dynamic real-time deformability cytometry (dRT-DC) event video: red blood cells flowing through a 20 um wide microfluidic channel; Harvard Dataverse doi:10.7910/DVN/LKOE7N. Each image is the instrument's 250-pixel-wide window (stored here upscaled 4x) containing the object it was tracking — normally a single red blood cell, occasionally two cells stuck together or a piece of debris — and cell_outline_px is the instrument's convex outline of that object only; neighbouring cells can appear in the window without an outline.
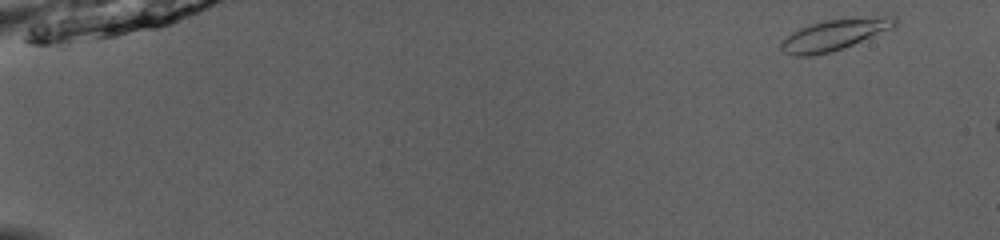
{"species": "common noctule bat (a hibernating species)", "species_latin": "Nyctalus noctula", "temperature_condition": "room temperature", "stored_images_in_passage": 8, "camera_frame_rate_fps": 3000, "um_per_image_px": 0.085, "animal": {"sex": "male", "body_mass_g": 13.0, "forearm_length_mm": 53.1}, "frame": {"image": 1, "passage_image": 1, "time_ms": 0.0, "image_size_px": [1000, 240], "cell_outline_px": [[896, 28], [844, 48], [812, 56], [792, 56], [784, 52], [780, 48], [780, 44], [792, 32], [808, 24], [824, 20], [884, 16], [896, 16]], "centroid_in_image_um": [70.97, 2.95], "position_along_channel_um": 14.0, "area_um2": 20.69}}